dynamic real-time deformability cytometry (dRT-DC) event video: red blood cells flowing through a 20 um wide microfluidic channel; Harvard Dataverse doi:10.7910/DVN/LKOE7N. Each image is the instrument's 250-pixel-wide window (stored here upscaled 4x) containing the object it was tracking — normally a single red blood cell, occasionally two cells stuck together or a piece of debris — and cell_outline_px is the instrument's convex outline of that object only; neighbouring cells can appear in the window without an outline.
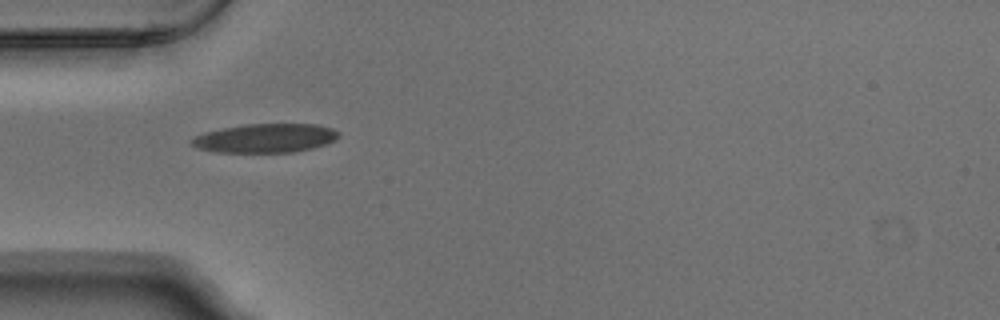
{"species": "Egyptian fruit bat (a non-hibernating species)", "species_latin": "Rousettus aegyptiacus", "temperature_condition": "warm", "stored_images_in_passage": 2, "camera_frame_rate_fps": 3000, "um_per_image_px": 0.085, "animal": {"sex": "male"}, "frame": {"image": 1, "passage_image": 1, "time_ms": 0.0, "image_size_px": [1000, 320], "cell_outline_px": [[340, 136], [336, 140], [312, 148], [292, 152], [216, 152], [196, 148], [188, 140], [204, 132], [244, 124], [316, 124], [332, 128], [340, 132]], "centroid_in_image_um": [22.55, 11.74], "position_along_channel_um": 62.4, "area_um2": 24.8}}
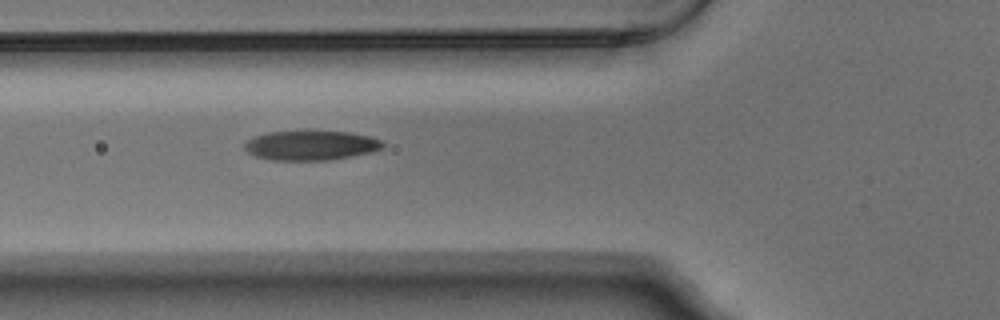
{"frame": {"image": 2, "passage_image": 2, "time_ms": 0.333, "image_size_px": [1000, 320], "cell_outline_px": [[384, 148], [372, 152], [352, 156], [328, 160], [272, 160], [252, 156], [244, 148], [244, 144], [252, 136], [268, 132], [348, 132], [372, 136], [384, 140]], "centroid_in_image_um": [26.44, 12.37], "position_along_channel_um": 99.4, "area_um2": 23.93}}